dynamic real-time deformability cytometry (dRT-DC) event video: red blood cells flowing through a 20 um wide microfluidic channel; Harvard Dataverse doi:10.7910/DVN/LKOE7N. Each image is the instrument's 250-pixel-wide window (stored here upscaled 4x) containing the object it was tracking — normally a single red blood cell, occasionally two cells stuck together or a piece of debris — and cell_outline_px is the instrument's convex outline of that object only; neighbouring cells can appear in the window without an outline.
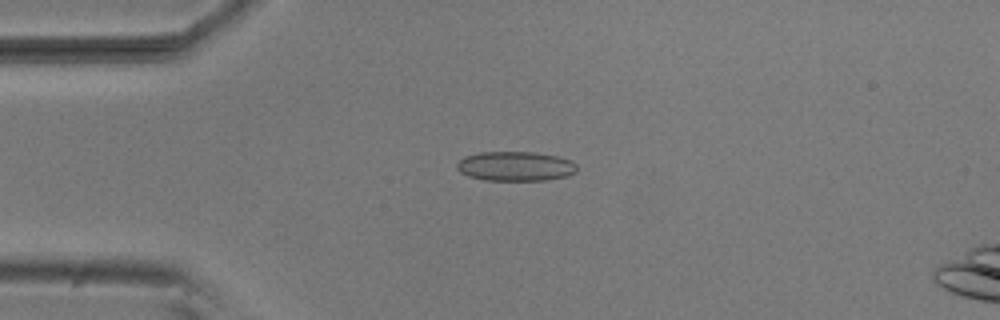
{"species": "common noctule bat (a hibernating species)", "species_latin": "Nyctalus noctula", "temperature_condition": "room temperature", "stored_images_in_passage": 34, "camera_frame_rate_fps": 3000, "um_per_image_px": 0.085, "animal": {"sex": "male", "body_mass_g": 20.5, "forearm_length_mm": 52.5}, "frame": {"image": 1, "passage_image": 12, "time_ms": 3.667, "image_size_px": [1000, 320], "cell_outline_px": [[576, 172], [568, 176], [548, 180], [484, 180], [468, 176], [460, 172], [456, 168], [456, 164], [464, 156], [480, 152], [536, 152], [556, 156], [568, 160], [576, 164]], "centroid_in_image_um": [43.79, 14.13], "position_along_channel_um": 41.2, "area_um2": 20.69}}
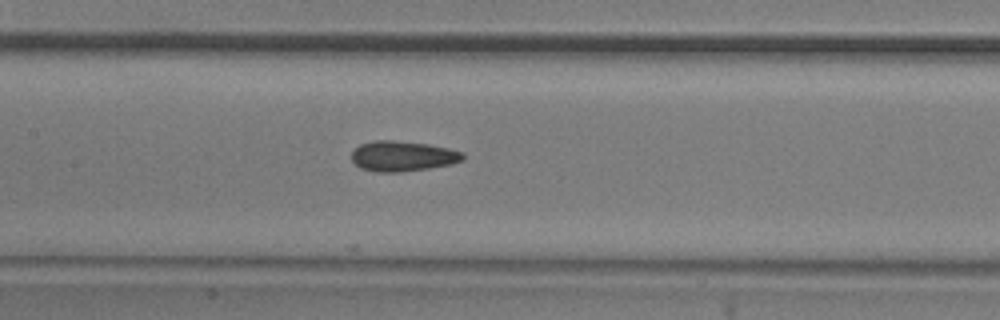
{"frame": {"image": 2, "passage_image": 24, "time_ms": 7.667, "image_size_px": [1000, 320], "cell_outline_px": [[464, 160], [452, 164], [428, 168], [400, 172], [376, 172], [360, 168], [352, 160], [352, 152], [360, 144], [372, 140], [392, 140], [428, 144], [448, 148], [464, 152]], "centroid_in_image_um": [34.23, 13.27], "position_along_channel_um": 173.2, "area_um2": 19.71}}
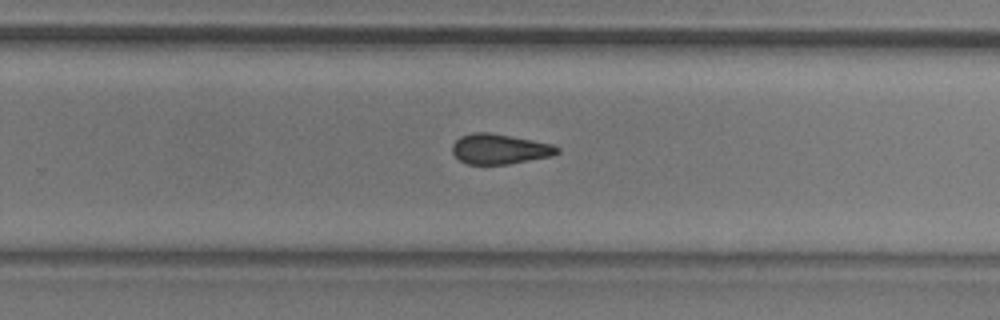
{"frame": {"image": 3, "passage_image": 33, "time_ms": 10.667, "image_size_px": [1000, 320], "cell_outline_px": [[560, 152], [552, 156], [508, 164], [468, 164], [460, 160], [452, 152], [452, 144], [460, 136], [472, 132], [492, 132], [552, 144], [560, 148]], "centroid_in_image_um": [42.47, 12.65], "position_along_channel_um": 287.3, "area_um2": 18.5}}